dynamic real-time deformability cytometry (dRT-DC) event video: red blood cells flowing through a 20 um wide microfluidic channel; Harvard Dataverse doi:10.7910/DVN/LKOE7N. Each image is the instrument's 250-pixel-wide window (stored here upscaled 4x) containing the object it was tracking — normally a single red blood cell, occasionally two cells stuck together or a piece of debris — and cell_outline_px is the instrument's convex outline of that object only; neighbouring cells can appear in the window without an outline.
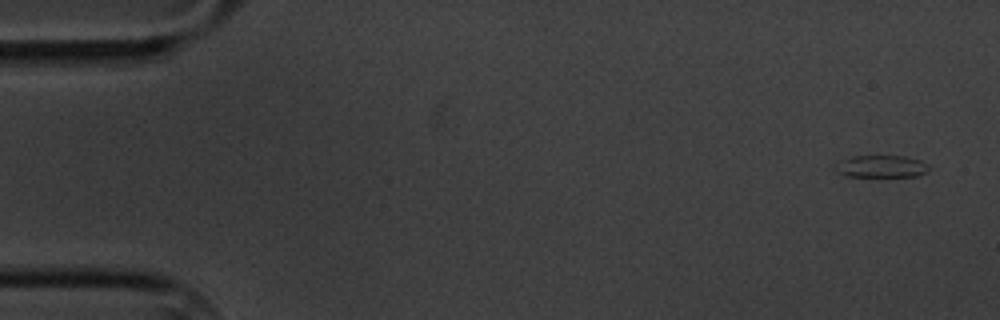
{"species": "common noctule bat (a hibernating species)", "species_latin": "Nyctalus noctula", "temperature_condition": "cold", "stored_images_in_passage": 5, "camera_frame_rate_fps": 3000, "um_per_image_px": 0.085, "animal": {"sex": "male", "body_mass_g": 20.1, "forearm_length_mm": 53.5}, "frame": {"image": 1, "passage_image": 1, "time_ms": 0.0, "image_size_px": [1000, 320], "cell_outline_px": [[928, 168], [924, 172], [916, 176], [848, 176], [836, 172], [832, 168], [840, 160], [852, 156], [904, 156], [920, 160], [928, 164]], "centroid_in_image_um": [74.84, 14.14], "position_along_channel_um": 10.2, "area_um2": 12.02}}
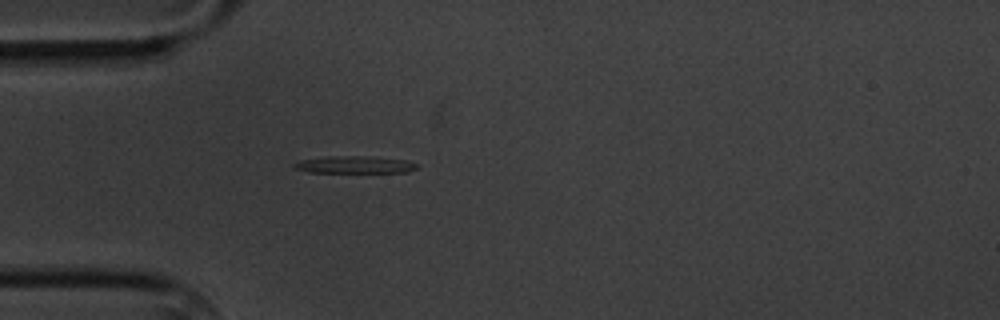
{"frame": {"image": 2, "passage_image": 5, "time_ms": 4.667, "image_size_px": [1000, 320], "cell_outline_px": [[416, 168], [408, 172], [308, 172], [292, 168], [292, 164], [300, 160], [328, 156], [368, 156], [404, 160], [416, 164]], "centroid_in_image_um": [30.06, 14.0], "position_along_channel_um": 54.9, "area_um2": 12.2}}